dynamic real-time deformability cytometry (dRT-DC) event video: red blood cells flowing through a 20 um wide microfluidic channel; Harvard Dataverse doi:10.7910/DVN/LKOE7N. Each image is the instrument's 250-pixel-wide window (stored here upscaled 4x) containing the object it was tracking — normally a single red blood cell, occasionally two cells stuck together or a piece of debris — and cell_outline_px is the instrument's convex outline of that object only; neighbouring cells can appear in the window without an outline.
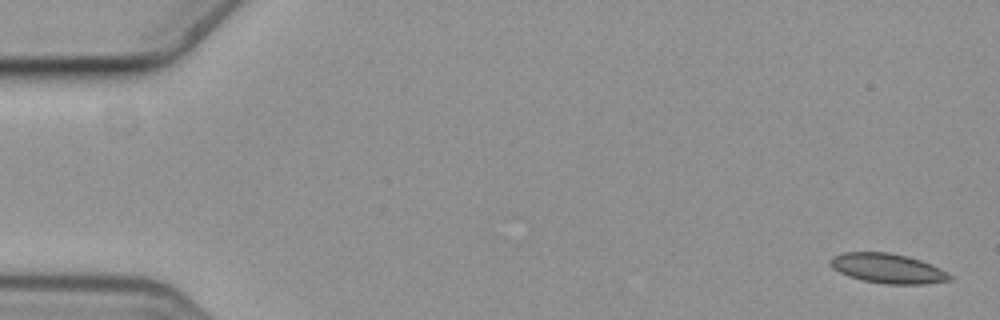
{"species": "common noctule bat (a hibernating species)", "species_latin": "Nyctalus noctula", "temperature_condition": "cold", "stored_images_in_passage": 3, "camera_frame_rate_fps": 3000, "um_per_image_px": 0.085, "animal": {"sex": "female", "body_mass_g": 19.3, "forearm_length_mm": 54.1}, "frame": {"image": 1, "passage_image": 1, "time_ms": 0.0, "image_size_px": [1000, 320], "cell_outline_px": [[952, 280], [924, 284], [884, 284], [864, 280], [848, 276], [832, 268], [828, 264], [828, 260], [832, 256], [844, 252], [888, 252], [908, 256], [932, 264], [948, 272], [952, 276]], "centroid_in_image_um": [75.45, 22.81], "position_along_channel_um": 9.6, "area_um2": 20.87}}